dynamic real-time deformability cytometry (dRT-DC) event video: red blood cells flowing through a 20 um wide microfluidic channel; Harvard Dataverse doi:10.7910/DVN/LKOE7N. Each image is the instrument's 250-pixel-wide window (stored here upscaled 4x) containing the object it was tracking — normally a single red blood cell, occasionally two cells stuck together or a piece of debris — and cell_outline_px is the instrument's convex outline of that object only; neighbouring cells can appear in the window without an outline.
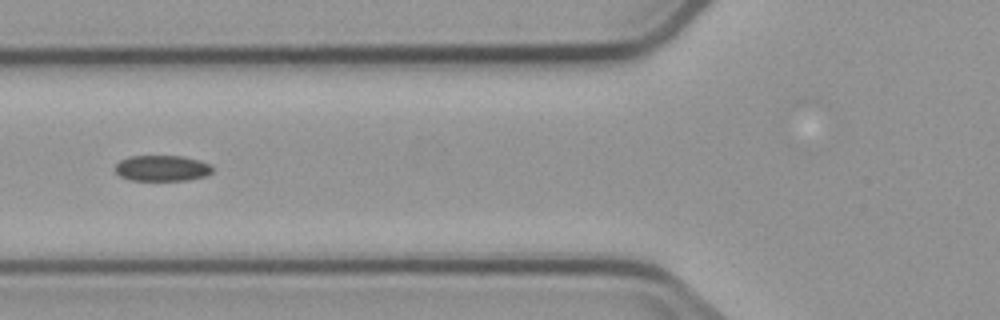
{"species": "common noctule bat (a hibernating species)", "species_latin": "Nyctalus noctula", "temperature_condition": "cold", "stored_images_in_passage": 7, "camera_frame_rate_fps": 3000, "um_per_image_px": 0.085, "animal": {"sex": "male", "body_mass_g": 23.1, "forearm_length_mm": 52.7}, "frame": {"image": 1, "passage_image": 7, "time_ms": 7.0, "image_size_px": [1000, 320], "cell_outline_px": [[212, 172], [208, 176], [188, 180], [128, 180], [120, 176], [112, 168], [120, 160], [128, 156], [184, 156], [212, 164]], "centroid_in_image_um": [13.77, 14.3], "position_along_channel_um": 112.0, "area_um2": 14.91}}